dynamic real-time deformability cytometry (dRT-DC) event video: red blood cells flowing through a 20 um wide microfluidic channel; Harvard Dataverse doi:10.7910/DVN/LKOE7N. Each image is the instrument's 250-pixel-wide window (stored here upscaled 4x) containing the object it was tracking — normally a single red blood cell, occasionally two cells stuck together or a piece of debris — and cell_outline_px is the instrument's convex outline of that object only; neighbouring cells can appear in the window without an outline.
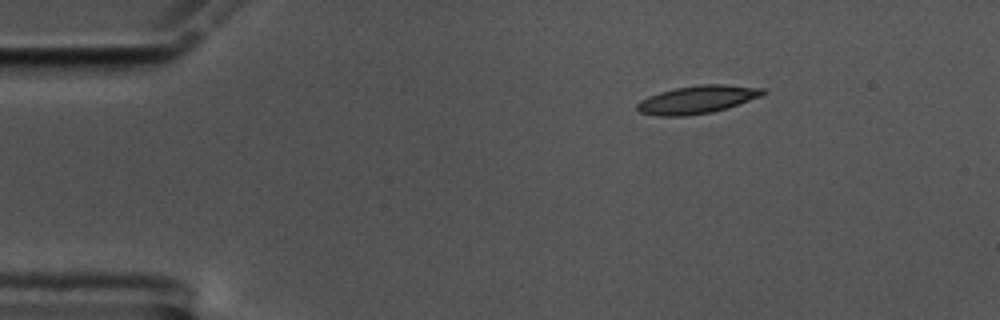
{"species": "common noctule bat (a hibernating species)", "species_latin": "Nyctalus noctula", "temperature_condition": "cold", "stored_images_in_passage": 49, "camera_frame_rate_fps": 3000, "um_per_image_px": 0.085, "animal": {"sex": "male", "body_mass_g": 17.5, "forearm_length_mm": 52.3}, "frame": {"image": 1, "passage_image": 1, "time_ms": 0.0, "image_size_px": [1000, 320], "cell_outline_px": [[768, 92], [760, 96], [728, 108], [712, 112], [688, 116], [656, 116], [640, 112], [636, 108], [636, 104], [640, 100], [648, 96], [660, 92], [676, 88], [700, 84], [728, 84], [764, 88]], "centroid_in_image_um": [59.27, 8.46], "position_along_channel_um": 25.7, "area_um2": 20.63}}
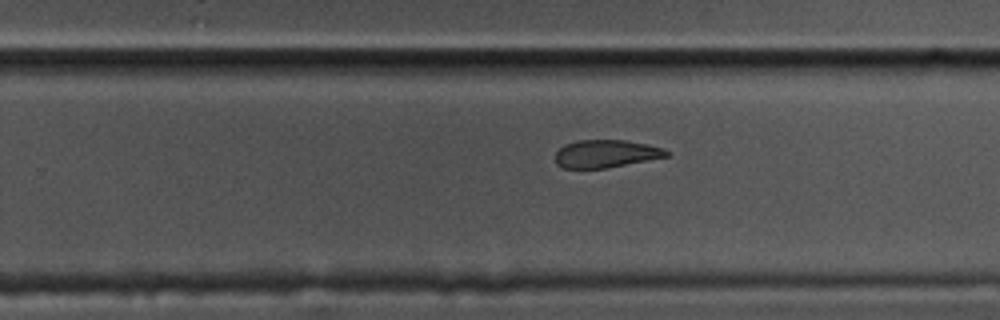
{"frame": {"image": 2, "passage_image": 28, "time_ms": 9.0, "image_size_px": [1000, 320], "cell_outline_px": [[672, 152], [668, 156], [608, 168], [564, 168], [556, 164], [556, 152], [564, 144], [576, 140], [624, 140], [648, 144], [664, 148]], "centroid_in_image_um": [51.52, 13.06], "position_along_channel_um": 278.3, "area_um2": 18.09}}
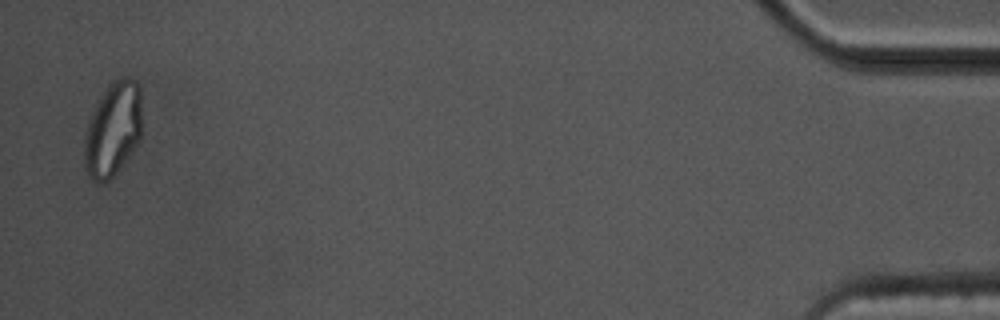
{"frame": {"image": 3, "passage_image": 48, "time_ms": 15.667, "image_size_px": [1000, 320], "cell_outline_px": [[140, 136], [136, 144], [128, 156], [116, 172], [108, 180], [92, 180], [88, 176], [84, 160], [84, 140], [88, 124], [96, 104], [108, 84], [124, 76], [128, 76], [136, 80], [140, 84]], "centroid_in_image_um": [9.59, 10.94], "position_along_channel_um": 425.6, "area_um2": 31.04}, "authors_computed_cell_mechanics": {"area_um2": 20.4612, "velocity_mm_per_s": 3.5234, "shape_relaxation_time_tau1_ms": null, "shape_relaxation_time_tau2_ms": 6.9214, "deformation_change_tau1": null, "deformation_change_tau2": 0.1465}}